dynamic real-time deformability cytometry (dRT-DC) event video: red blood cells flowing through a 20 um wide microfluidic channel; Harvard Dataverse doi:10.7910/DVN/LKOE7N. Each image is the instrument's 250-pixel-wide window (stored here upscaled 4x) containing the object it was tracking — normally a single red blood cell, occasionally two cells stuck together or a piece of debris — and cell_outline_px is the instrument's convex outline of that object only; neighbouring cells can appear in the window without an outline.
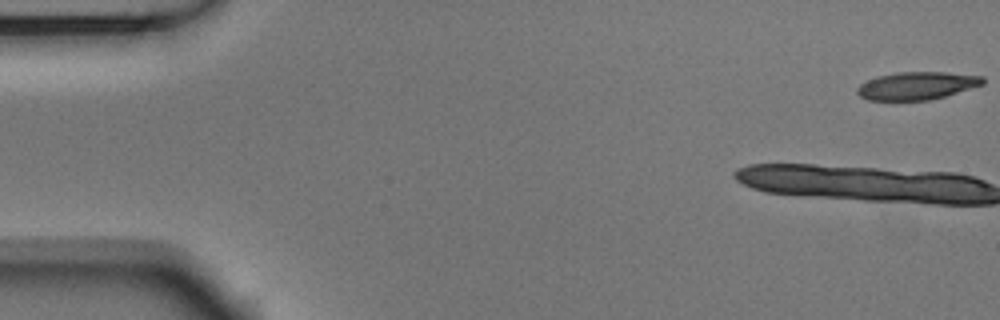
{"species": "Egyptian fruit bat (a non-hibernating species)", "species_latin": "Rousettus aegyptiacus", "temperature_condition": "room temperature", "stored_images_in_passage": 11, "camera_frame_rate_fps": 3000, "um_per_image_px": 0.085, "animal": {"sex": "male"}, "frame": {"image": 1, "passage_image": 1, "time_ms": 0.0, "image_size_px": [1000, 320], "cell_outline_px": [[984, 84], [944, 96], [928, 100], [868, 100], [860, 96], [856, 92], [856, 88], [860, 84], [876, 76], [896, 72], [948, 72], [984, 76]], "centroid_in_image_um": [77.92, 7.27], "position_along_channel_um": 7.1, "area_um2": 20.35}}